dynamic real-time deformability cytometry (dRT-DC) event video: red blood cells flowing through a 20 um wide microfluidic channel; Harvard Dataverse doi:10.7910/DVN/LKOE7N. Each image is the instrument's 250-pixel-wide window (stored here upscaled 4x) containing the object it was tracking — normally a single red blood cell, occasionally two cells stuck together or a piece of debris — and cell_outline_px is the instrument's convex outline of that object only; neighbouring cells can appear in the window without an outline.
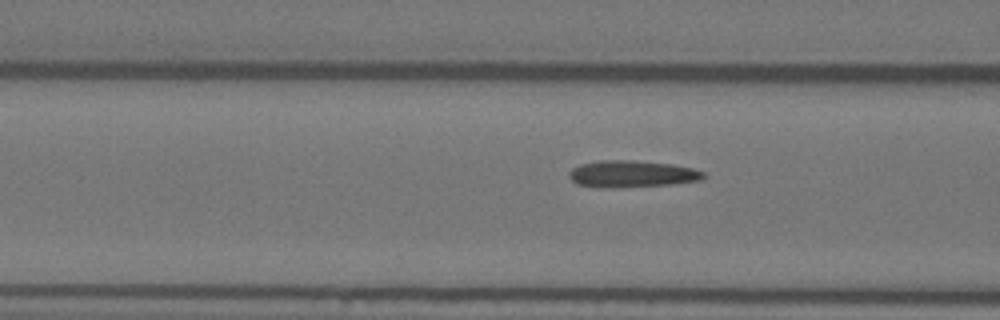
{"species": "Egyptian fruit bat (a non-hibernating species)", "species_latin": "Rousettus aegyptiacus", "temperature_condition": "warm", "stored_images_in_passage": 44, "camera_frame_rate_fps": 3000, "um_per_image_px": 0.085, "animal": {"sex": "female"}, "frame": {"image": 1, "passage_image": 17, "time_ms": 5.333, "image_size_px": [1000, 320], "cell_outline_px": [[708, 176], [700, 180], [672, 184], [620, 188], [600, 188], [576, 184], [568, 176], [568, 172], [572, 168], [580, 164], [600, 160], [632, 160], [672, 164], [692, 168], [704, 172]], "centroid_in_image_um": [53.69, 14.79], "position_along_channel_um": 112.9, "area_um2": 21.33}}
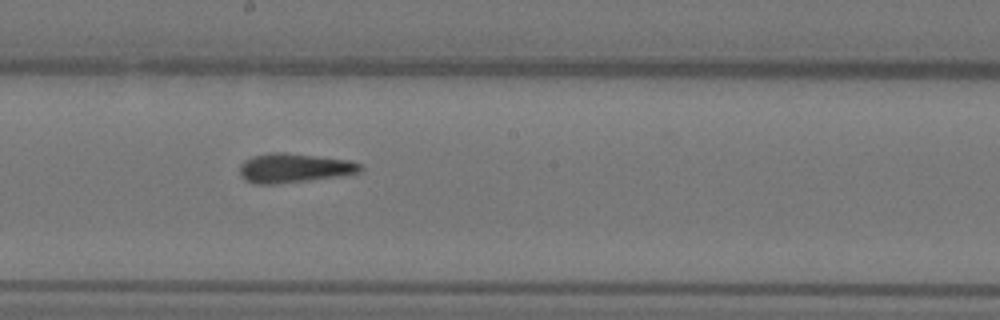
{"frame": {"image": 2, "passage_image": 26, "time_ms": 8.333, "image_size_px": [1000, 320], "cell_outline_px": [[364, 168], [360, 172], [336, 176], [308, 180], [276, 184], [256, 184], [244, 180], [240, 176], [240, 164], [244, 160], [252, 156], [272, 152], [288, 152], [348, 160], [360, 164]], "centroid_in_image_um": [24.94, 14.27], "position_along_channel_um": 223.3, "area_um2": 20.58}}
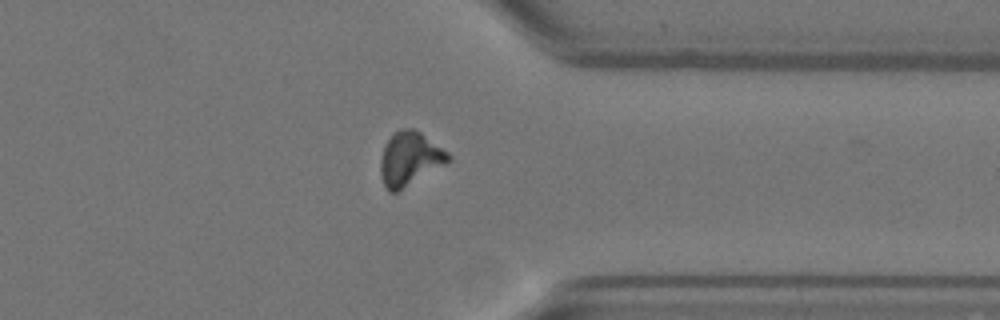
{"frame": {"image": 3, "passage_image": 39, "time_ms": 12.667, "image_size_px": [1000, 320], "cell_outline_px": [[452, 160], [448, 164], [396, 192], [388, 192], [380, 176], [380, 160], [384, 148], [388, 140], [400, 128], [412, 128], [420, 132], [448, 152], [452, 156]], "centroid_in_image_um": [34.86, 13.51], "position_along_channel_um": 376.5, "area_um2": 21.27}, "authors_computed_cell_mechanics": {"area_um2": 20.4901, "velocity_mm_per_s": 3.6739, "shape_relaxation_time_tau1_ms": null, "shape_relaxation_time_tau2_ms": 2.4494, "deformation_change_tau1": null, "deformation_change_tau2": 0.1074}}